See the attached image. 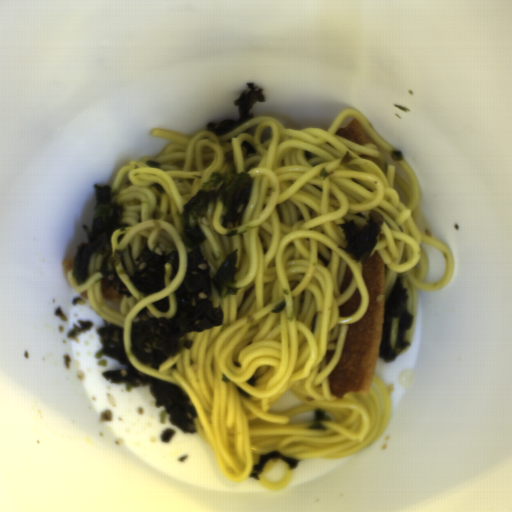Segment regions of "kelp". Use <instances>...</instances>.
<instances>
[{"label": "kelp", "instance_id": "obj_5", "mask_svg": "<svg viewBox=\"0 0 512 512\" xmlns=\"http://www.w3.org/2000/svg\"><path fill=\"white\" fill-rule=\"evenodd\" d=\"M135 259L137 267L130 281L145 297L165 289V262L171 265L170 282L180 267L179 253L176 249L158 254L149 245H144Z\"/></svg>", "mask_w": 512, "mask_h": 512}, {"label": "kelp", "instance_id": "obj_2", "mask_svg": "<svg viewBox=\"0 0 512 512\" xmlns=\"http://www.w3.org/2000/svg\"><path fill=\"white\" fill-rule=\"evenodd\" d=\"M96 333L101 347L94 352L95 359L110 357L120 365L128 366L127 369L102 371L105 381L115 385L125 383L128 392L138 386H148V394L152 396L156 409L164 408L172 425L187 434L197 433L194 422L197 412L189 396L177 385L141 373L131 365L125 350L123 327L104 319L103 326L96 328Z\"/></svg>", "mask_w": 512, "mask_h": 512}, {"label": "kelp", "instance_id": "obj_7", "mask_svg": "<svg viewBox=\"0 0 512 512\" xmlns=\"http://www.w3.org/2000/svg\"><path fill=\"white\" fill-rule=\"evenodd\" d=\"M266 97L263 93V89L259 87L258 84L255 83H245V89L241 93V95L236 98L233 102L234 106L238 108L239 118L235 120L233 118L223 119L222 121H211L207 123L202 129L211 131L216 134L217 137H220L247 120L255 118L253 114H251V110L253 106L257 102H265Z\"/></svg>", "mask_w": 512, "mask_h": 512}, {"label": "kelp", "instance_id": "obj_3", "mask_svg": "<svg viewBox=\"0 0 512 512\" xmlns=\"http://www.w3.org/2000/svg\"><path fill=\"white\" fill-rule=\"evenodd\" d=\"M124 212L122 202H112L111 185L101 186L93 184V215L91 226L84 222L81 229L87 237L86 243L79 244L73 256L71 276L76 285L84 284L90 277L89 264L93 253H98L106 260L100 266L104 276V289L114 290L125 295L133 296L125 283L116 275L117 266L125 258V249L113 252L112 233L116 228L129 227V224L121 223Z\"/></svg>", "mask_w": 512, "mask_h": 512}, {"label": "kelp", "instance_id": "obj_6", "mask_svg": "<svg viewBox=\"0 0 512 512\" xmlns=\"http://www.w3.org/2000/svg\"><path fill=\"white\" fill-rule=\"evenodd\" d=\"M342 230L345 247L338 245L340 251L349 256L353 262L366 265L371 253L378 244V237L384 226L383 220H376L370 213L363 227H357L355 220H345L336 224Z\"/></svg>", "mask_w": 512, "mask_h": 512}, {"label": "kelp", "instance_id": "obj_4", "mask_svg": "<svg viewBox=\"0 0 512 512\" xmlns=\"http://www.w3.org/2000/svg\"><path fill=\"white\" fill-rule=\"evenodd\" d=\"M408 298V289L399 276L385 303L379 358L386 364L395 361L412 345L407 338V332L413 321V316L408 309Z\"/></svg>", "mask_w": 512, "mask_h": 512}, {"label": "kelp", "instance_id": "obj_1", "mask_svg": "<svg viewBox=\"0 0 512 512\" xmlns=\"http://www.w3.org/2000/svg\"><path fill=\"white\" fill-rule=\"evenodd\" d=\"M225 171H214L198 191L183 206L180 214L183 233L189 239L188 266L185 277L176 291L177 309L172 318H148L131 324V344L135 357L157 371L169 359L193 341L181 340L192 331L210 330L224 324L225 310L213 306L212 284L220 298L235 296L237 286L238 248L227 255L214 277L212 266L205 258L202 246L207 240L199 220L207 217L212 203L226 207L222 225L226 229L242 226L249 204L254 177L237 171L233 151L224 154Z\"/></svg>", "mask_w": 512, "mask_h": 512}]
</instances>
